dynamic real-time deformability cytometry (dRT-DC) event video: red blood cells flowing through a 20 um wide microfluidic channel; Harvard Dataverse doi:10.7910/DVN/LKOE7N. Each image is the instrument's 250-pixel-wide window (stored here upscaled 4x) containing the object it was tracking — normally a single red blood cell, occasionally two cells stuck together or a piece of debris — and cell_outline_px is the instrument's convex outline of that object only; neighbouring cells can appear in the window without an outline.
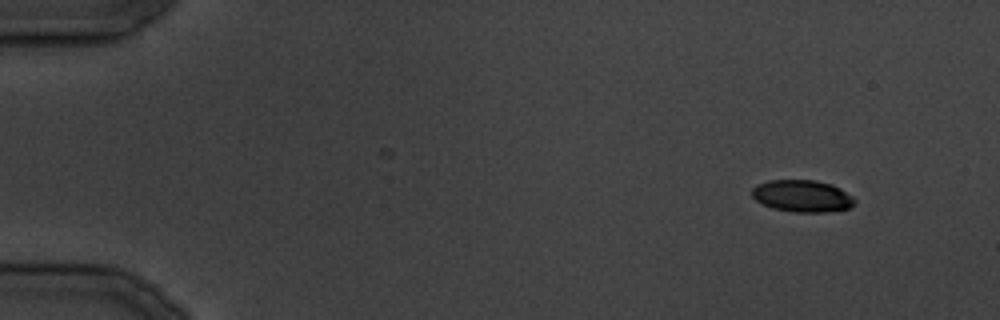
{"species": "common noctule bat (a hibernating species)", "species_latin": "Nyctalus noctula", "temperature_condition": "cold", "stored_images_in_passage": 33, "camera_frame_rate_fps": 3000, "um_per_image_px": 0.085, "animal": {"sex": "male", "body_mass_g": 19.5, "forearm_length_mm": 54.6}, "frame": {"image": 1, "passage_image": 1, "time_ms": 0.0, "image_size_px": [1000, 320], "cell_outline_px": [[856, 204], [848, 208], [828, 212], [792, 212], [772, 208], [756, 200], [752, 196], [752, 188], [756, 184], [768, 180], [816, 180], [832, 184], [840, 188], [852, 196], [856, 200]], "centroid_in_image_um": [68.2, 16.66], "position_along_channel_um": 16.8, "area_um2": 19.31}}
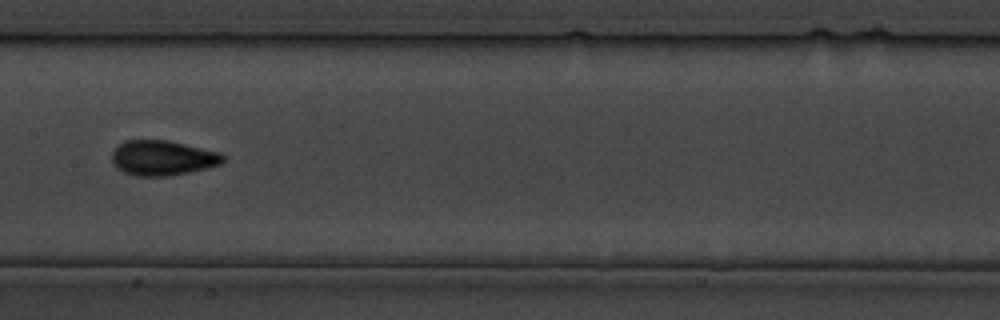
{"frame": {"image": 2, "passage_image": 16, "time_ms": 18.333, "image_size_px": [1000, 320], "cell_outline_px": [[224, 160], [220, 164], [188, 172], [168, 176], [132, 176], [116, 168], [112, 164], [112, 152], [124, 140], [168, 140], [220, 152], [224, 156]], "centroid_in_image_um": [13.78, 13.42], "position_along_channel_um": 193.6, "area_um2": 22.66}}
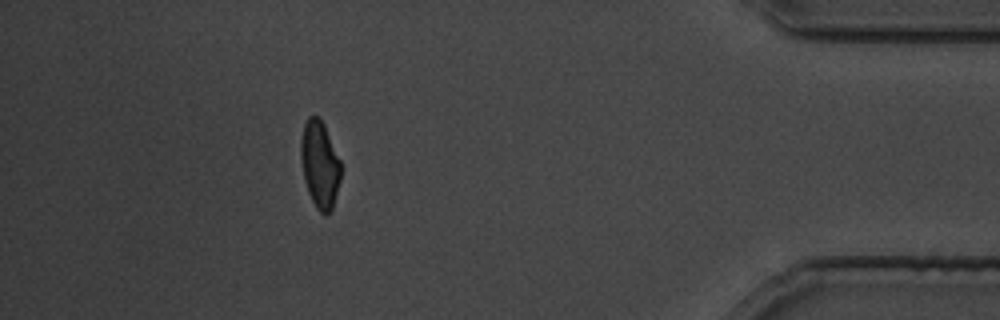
{"frame": {"image": 3, "passage_image": 29, "time_ms": 34.667, "image_size_px": [1000, 320], "cell_outline_px": [[340, 180], [332, 208], [324, 216], [316, 208], [308, 192], [304, 176], [300, 156], [300, 140], [304, 124], [308, 116], [316, 116], [324, 124], [340, 160]], "centroid_in_image_um": [27.17, 13.97], "position_along_channel_um": 408.0, "area_um2": 20.06}}